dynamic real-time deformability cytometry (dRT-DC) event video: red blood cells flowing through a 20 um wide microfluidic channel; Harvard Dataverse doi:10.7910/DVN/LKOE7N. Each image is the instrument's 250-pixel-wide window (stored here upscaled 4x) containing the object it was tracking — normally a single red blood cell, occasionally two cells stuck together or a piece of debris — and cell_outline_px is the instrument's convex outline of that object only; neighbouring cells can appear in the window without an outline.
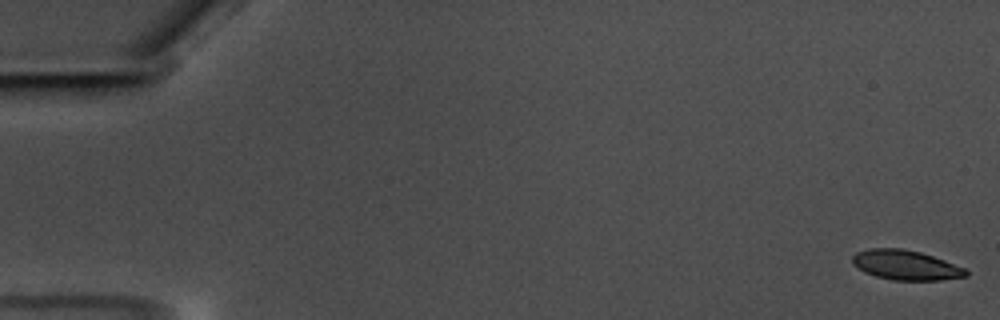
{"species": "common noctule bat (a hibernating species)", "species_latin": "Nyctalus noctula", "temperature_condition": "warm", "stored_images_in_passage": 59, "camera_frame_rate_fps": 3000, "um_per_image_px": 0.085, "animal": {"sex": "male", "body_mass_g": 17.5, "forearm_length_mm": 52.3}, "frame": {"image": 1, "passage_image": 1, "time_ms": 0.0, "image_size_px": [1000, 320], "cell_outline_px": [[968, 276], [940, 280], [892, 280], [876, 276], [864, 272], [852, 264], [852, 256], [856, 252], [868, 248], [900, 248], [920, 252], [944, 260], [964, 268], [968, 272]], "centroid_in_image_um": [76.95, 22.53], "position_along_channel_um": 8.0, "area_um2": 19.65}}
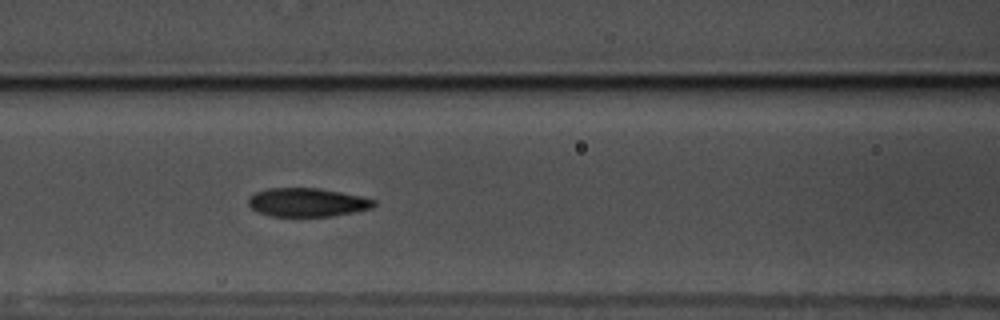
{"frame": {"image": 2, "passage_image": 26, "time_ms": 8.333, "image_size_px": [1000, 320], "cell_outline_px": [[376, 204], [372, 208], [332, 216], [272, 216], [256, 212], [248, 204], [248, 200], [256, 192], [268, 188], [320, 188], [360, 196], [376, 200]], "centroid_in_image_um": [26.11, 17.2], "position_along_channel_um": 140.5, "area_um2": 20.81}}
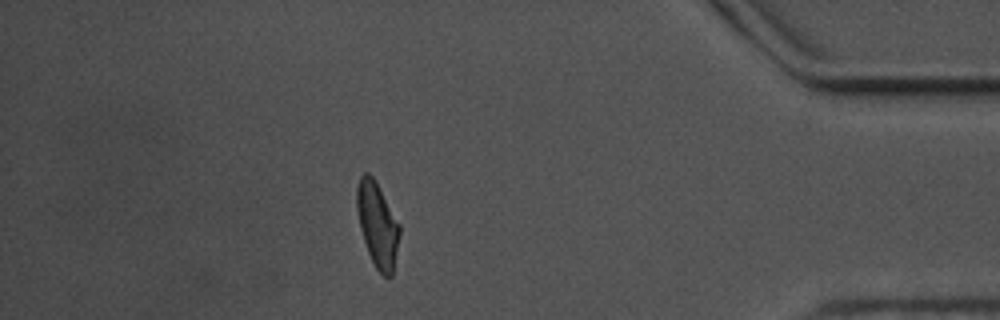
{"frame": {"image": 3, "passage_image": 52, "time_ms": 17.0, "image_size_px": [1000, 320], "cell_outline_px": [[400, 232], [392, 276], [384, 276], [376, 268], [368, 252], [360, 228], [356, 208], [356, 188], [360, 176], [364, 172], [368, 172], [376, 180], [400, 224]], "centroid_in_image_um": [32.07, 19.04], "position_along_channel_um": 403.1, "area_um2": 21.1}, "authors_computed_cell_mechanics": {"area_um2": 20.9814, "velocity_mm_per_s": 3.4987, "shape_relaxation_time_tau1_ms": 3.6344, "shape_relaxation_time_tau2_ms": 1.7389, "deformation_change_tau1": 0.1559, "deformation_change_tau2": 0.0788}}